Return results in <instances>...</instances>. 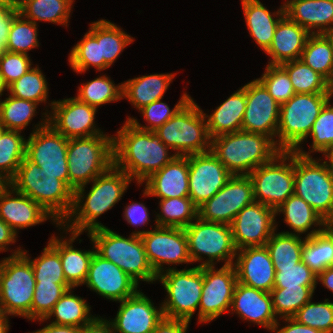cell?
<instances>
[{
	"label": "cell",
	"mask_w": 333,
	"mask_h": 333,
	"mask_svg": "<svg viewBox=\"0 0 333 333\" xmlns=\"http://www.w3.org/2000/svg\"><path fill=\"white\" fill-rule=\"evenodd\" d=\"M43 113L26 139V157L45 173L56 175L69 187L67 148L68 139L48 124L49 111Z\"/></svg>",
	"instance_id": "obj_14"
},
{
	"label": "cell",
	"mask_w": 333,
	"mask_h": 333,
	"mask_svg": "<svg viewBox=\"0 0 333 333\" xmlns=\"http://www.w3.org/2000/svg\"><path fill=\"white\" fill-rule=\"evenodd\" d=\"M5 44L0 40V57L5 53Z\"/></svg>",
	"instance_id": "obj_73"
},
{
	"label": "cell",
	"mask_w": 333,
	"mask_h": 333,
	"mask_svg": "<svg viewBox=\"0 0 333 333\" xmlns=\"http://www.w3.org/2000/svg\"><path fill=\"white\" fill-rule=\"evenodd\" d=\"M246 109V84L232 93L212 114H205L210 138L240 131Z\"/></svg>",
	"instance_id": "obj_32"
},
{
	"label": "cell",
	"mask_w": 333,
	"mask_h": 333,
	"mask_svg": "<svg viewBox=\"0 0 333 333\" xmlns=\"http://www.w3.org/2000/svg\"><path fill=\"white\" fill-rule=\"evenodd\" d=\"M316 286L273 288L270 291L276 316L292 318L308 301L313 298Z\"/></svg>",
	"instance_id": "obj_44"
},
{
	"label": "cell",
	"mask_w": 333,
	"mask_h": 333,
	"mask_svg": "<svg viewBox=\"0 0 333 333\" xmlns=\"http://www.w3.org/2000/svg\"><path fill=\"white\" fill-rule=\"evenodd\" d=\"M321 232L330 240L333 245V218L323 220Z\"/></svg>",
	"instance_id": "obj_66"
},
{
	"label": "cell",
	"mask_w": 333,
	"mask_h": 333,
	"mask_svg": "<svg viewBox=\"0 0 333 333\" xmlns=\"http://www.w3.org/2000/svg\"><path fill=\"white\" fill-rule=\"evenodd\" d=\"M132 234L141 237L149 264L157 276L164 271L175 269L172 265L192 263L184 228L155 225L153 230H138ZM164 264L168 267L164 268Z\"/></svg>",
	"instance_id": "obj_15"
},
{
	"label": "cell",
	"mask_w": 333,
	"mask_h": 333,
	"mask_svg": "<svg viewBox=\"0 0 333 333\" xmlns=\"http://www.w3.org/2000/svg\"><path fill=\"white\" fill-rule=\"evenodd\" d=\"M25 0H8V2L14 7H19Z\"/></svg>",
	"instance_id": "obj_71"
},
{
	"label": "cell",
	"mask_w": 333,
	"mask_h": 333,
	"mask_svg": "<svg viewBox=\"0 0 333 333\" xmlns=\"http://www.w3.org/2000/svg\"><path fill=\"white\" fill-rule=\"evenodd\" d=\"M280 320H284L287 325L285 324L284 327L278 329L280 323L277 322L272 330L274 333H322L317 329L298 323L293 318H282Z\"/></svg>",
	"instance_id": "obj_61"
},
{
	"label": "cell",
	"mask_w": 333,
	"mask_h": 333,
	"mask_svg": "<svg viewBox=\"0 0 333 333\" xmlns=\"http://www.w3.org/2000/svg\"><path fill=\"white\" fill-rule=\"evenodd\" d=\"M322 160L294 152V194L328 219L333 218V174Z\"/></svg>",
	"instance_id": "obj_11"
},
{
	"label": "cell",
	"mask_w": 333,
	"mask_h": 333,
	"mask_svg": "<svg viewBox=\"0 0 333 333\" xmlns=\"http://www.w3.org/2000/svg\"><path fill=\"white\" fill-rule=\"evenodd\" d=\"M26 138L19 131L6 130L0 138V172L11 180L26 157Z\"/></svg>",
	"instance_id": "obj_47"
},
{
	"label": "cell",
	"mask_w": 333,
	"mask_h": 333,
	"mask_svg": "<svg viewBox=\"0 0 333 333\" xmlns=\"http://www.w3.org/2000/svg\"><path fill=\"white\" fill-rule=\"evenodd\" d=\"M6 86L3 84L2 79L0 77V97L3 95V92L6 90Z\"/></svg>",
	"instance_id": "obj_72"
},
{
	"label": "cell",
	"mask_w": 333,
	"mask_h": 333,
	"mask_svg": "<svg viewBox=\"0 0 333 333\" xmlns=\"http://www.w3.org/2000/svg\"><path fill=\"white\" fill-rule=\"evenodd\" d=\"M154 132L177 156L211 151L205 113L193 98Z\"/></svg>",
	"instance_id": "obj_6"
},
{
	"label": "cell",
	"mask_w": 333,
	"mask_h": 333,
	"mask_svg": "<svg viewBox=\"0 0 333 333\" xmlns=\"http://www.w3.org/2000/svg\"><path fill=\"white\" fill-rule=\"evenodd\" d=\"M248 176L253 183L254 200L278 208L294 194V151H281Z\"/></svg>",
	"instance_id": "obj_13"
},
{
	"label": "cell",
	"mask_w": 333,
	"mask_h": 333,
	"mask_svg": "<svg viewBox=\"0 0 333 333\" xmlns=\"http://www.w3.org/2000/svg\"><path fill=\"white\" fill-rule=\"evenodd\" d=\"M277 225L275 209L256 201L245 206L230 225L237 250L265 246Z\"/></svg>",
	"instance_id": "obj_19"
},
{
	"label": "cell",
	"mask_w": 333,
	"mask_h": 333,
	"mask_svg": "<svg viewBox=\"0 0 333 333\" xmlns=\"http://www.w3.org/2000/svg\"><path fill=\"white\" fill-rule=\"evenodd\" d=\"M316 282H321L325 288L333 292V266L326 268L320 274L317 275Z\"/></svg>",
	"instance_id": "obj_65"
},
{
	"label": "cell",
	"mask_w": 333,
	"mask_h": 333,
	"mask_svg": "<svg viewBox=\"0 0 333 333\" xmlns=\"http://www.w3.org/2000/svg\"><path fill=\"white\" fill-rule=\"evenodd\" d=\"M275 232L265 245L274 267L294 266L302 261L304 238L302 239L299 235Z\"/></svg>",
	"instance_id": "obj_42"
},
{
	"label": "cell",
	"mask_w": 333,
	"mask_h": 333,
	"mask_svg": "<svg viewBox=\"0 0 333 333\" xmlns=\"http://www.w3.org/2000/svg\"><path fill=\"white\" fill-rule=\"evenodd\" d=\"M119 303L116 317L109 320L113 333H152L164 318L161 304L156 308L140 290Z\"/></svg>",
	"instance_id": "obj_23"
},
{
	"label": "cell",
	"mask_w": 333,
	"mask_h": 333,
	"mask_svg": "<svg viewBox=\"0 0 333 333\" xmlns=\"http://www.w3.org/2000/svg\"><path fill=\"white\" fill-rule=\"evenodd\" d=\"M275 213L276 216L283 213L284 222L293 230L282 231L283 233L299 236L307 233L312 226L321 228L324 220L305 200L295 194L276 208Z\"/></svg>",
	"instance_id": "obj_36"
},
{
	"label": "cell",
	"mask_w": 333,
	"mask_h": 333,
	"mask_svg": "<svg viewBox=\"0 0 333 333\" xmlns=\"http://www.w3.org/2000/svg\"><path fill=\"white\" fill-rule=\"evenodd\" d=\"M324 35H325L326 38L330 41L331 46H332V48H333V26H332L330 29H328V30L324 33Z\"/></svg>",
	"instance_id": "obj_70"
},
{
	"label": "cell",
	"mask_w": 333,
	"mask_h": 333,
	"mask_svg": "<svg viewBox=\"0 0 333 333\" xmlns=\"http://www.w3.org/2000/svg\"><path fill=\"white\" fill-rule=\"evenodd\" d=\"M311 34L296 22L284 15L276 27L271 46L265 52L269 65H280L287 61L298 60Z\"/></svg>",
	"instance_id": "obj_29"
},
{
	"label": "cell",
	"mask_w": 333,
	"mask_h": 333,
	"mask_svg": "<svg viewBox=\"0 0 333 333\" xmlns=\"http://www.w3.org/2000/svg\"><path fill=\"white\" fill-rule=\"evenodd\" d=\"M236 313L241 319L273 330L279 321L272 303L271 294L237 282L232 299L230 312Z\"/></svg>",
	"instance_id": "obj_26"
},
{
	"label": "cell",
	"mask_w": 333,
	"mask_h": 333,
	"mask_svg": "<svg viewBox=\"0 0 333 333\" xmlns=\"http://www.w3.org/2000/svg\"><path fill=\"white\" fill-rule=\"evenodd\" d=\"M176 73L150 74L135 77L122 83V98L140 110L150 103L163 99Z\"/></svg>",
	"instance_id": "obj_33"
},
{
	"label": "cell",
	"mask_w": 333,
	"mask_h": 333,
	"mask_svg": "<svg viewBox=\"0 0 333 333\" xmlns=\"http://www.w3.org/2000/svg\"><path fill=\"white\" fill-rule=\"evenodd\" d=\"M89 32L100 43V59H104V70L112 66L123 49L134 41L119 26L105 19L90 23Z\"/></svg>",
	"instance_id": "obj_34"
},
{
	"label": "cell",
	"mask_w": 333,
	"mask_h": 333,
	"mask_svg": "<svg viewBox=\"0 0 333 333\" xmlns=\"http://www.w3.org/2000/svg\"><path fill=\"white\" fill-rule=\"evenodd\" d=\"M241 5L250 36L266 52L271 46L278 22L285 15L284 5L273 13L259 0H241Z\"/></svg>",
	"instance_id": "obj_31"
},
{
	"label": "cell",
	"mask_w": 333,
	"mask_h": 333,
	"mask_svg": "<svg viewBox=\"0 0 333 333\" xmlns=\"http://www.w3.org/2000/svg\"><path fill=\"white\" fill-rule=\"evenodd\" d=\"M6 130H7V129H6L3 125L0 124V138H1L2 134H3Z\"/></svg>",
	"instance_id": "obj_75"
},
{
	"label": "cell",
	"mask_w": 333,
	"mask_h": 333,
	"mask_svg": "<svg viewBox=\"0 0 333 333\" xmlns=\"http://www.w3.org/2000/svg\"><path fill=\"white\" fill-rule=\"evenodd\" d=\"M10 186V180L0 172V194Z\"/></svg>",
	"instance_id": "obj_68"
},
{
	"label": "cell",
	"mask_w": 333,
	"mask_h": 333,
	"mask_svg": "<svg viewBox=\"0 0 333 333\" xmlns=\"http://www.w3.org/2000/svg\"><path fill=\"white\" fill-rule=\"evenodd\" d=\"M72 289L74 290V288L66 290L45 319H37V321L46 322L53 316L55 321L53 320L50 323L56 325L81 328L88 324L95 317L90 313L91 306L84 298L74 295Z\"/></svg>",
	"instance_id": "obj_35"
},
{
	"label": "cell",
	"mask_w": 333,
	"mask_h": 333,
	"mask_svg": "<svg viewBox=\"0 0 333 333\" xmlns=\"http://www.w3.org/2000/svg\"><path fill=\"white\" fill-rule=\"evenodd\" d=\"M167 292L162 302L165 318L184 320L190 323L199 308L203 287V267L170 269L157 276Z\"/></svg>",
	"instance_id": "obj_12"
},
{
	"label": "cell",
	"mask_w": 333,
	"mask_h": 333,
	"mask_svg": "<svg viewBox=\"0 0 333 333\" xmlns=\"http://www.w3.org/2000/svg\"><path fill=\"white\" fill-rule=\"evenodd\" d=\"M235 259L239 283L270 293L274 287L275 267L266 246L239 249Z\"/></svg>",
	"instance_id": "obj_24"
},
{
	"label": "cell",
	"mask_w": 333,
	"mask_h": 333,
	"mask_svg": "<svg viewBox=\"0 0 333 333\" xmlns=\"http://www.w3.org/2000/svg\"><path fill=\"white\" fill-rule=\"evenodd\" d=\"M174 108L171 110L169 106L162 102V99L156 100L149 105L139 110L144 120L148 125H141L137 119L128 116L127 121H130L136 128L143 131H156L165 122L171 119L192 97L186 92L180 97Z\"/></svg>",
	"instance_id": "obj_52"
},
{
	"label": "cell",
	"mask_w": 333,
	"mask_h": 333,
	"mask_svg": "<svg viewBox=\"0 0 333 333\" xmlns=\"http://www.w3.org/2000/svg\"><path fill=\"white\" fill-rule=\"evenodd\" d=\"M48 124L67 139L105 134L97 128V108L81 102L76 97L51 102ZM51 113V114H50Z\"/></svg>",
	"instance_id": "obj_18"
},
{
	"label": "cell",
	"mask_w": 333,
	"mask_h": 333,
	"mask_svg": "<svg viewBox=\"0 0 333 333\" xmlns=\"http://www.w3.org/2000/svg\"><path fill=\"white\" fill-rule=\"evenodd\" d=\"M333 93H296L280 105L276 145L282 151H294L307 140L313 124Z\"/></svg>",
	"instance_id": "obj_9"
},
{
	"label": "cell",
	"mask_w": 333,
	"mask_h": 333,
	"mask_svg": "<svg viewBox=\"0 0 333 333\" xmlns=\"http://www.w3.org/2000/svg\"><path fill=\"white\" fill-rule=\"evenodd\" d=\"M8 316L0 310V333H7L10 329Z\"/></svg>",
	"instance_id": "obj_67"
},
{
	"label": "cell",
	"mask_w": 333,
	"mask_h": 333,
	"mask_svg": "<svg viewBox=\"0 0 333 333\" xmlns=\"http://www.w3.org/2000/svg\"><path fill=\"white\" fill-rule=\"evenodd\" d=\"M188 240L191 262H200L199 267L215 266V262L231 265L235 262L237 248L230 225L208 222L197 217L184 228ZM206 256L205 259L202 256ZM203 260V261H202Z\"/></svg>",
	"instance_id": "obj_10"
},
{
	"label": "cell",
	"mask_w": 333,
	"mask_h": 333,
	"mask_svg": "<svg viewBox=\"0 0 333 333\" xmlns=\"http://www.w3.org/2000/svg\"><path fill=\"white\" fill-rule=\"evenodd\" d=\"M329 100L313 124L308 137L312 138L310 152H306L301 146H298L294 152L303 157H311V153L319 152L325 155L333 147V106Z\"/></svg>",
	"instance_id": "obj_48"
},
{
	"label": "cell",
	"mask_w": 333,
	"mask_h": 333,
	"mask_svg": "<svg viewBox=\"0 0 333 333\" xmlns=\"http://www.w3.org/2000/svg\"><path fill=\"white\" fill-rule=\"evenodd\" d=\"M285 15L310 34H324L333 26V0H287Z\"/></svg>",
	"instance_id": "obj_30"
},
{
	"label": "cell",
	"mask_w": 333,
	"mask_h": 333,
	"mask_svg": "<svg viewBox=\"0 0 333 333\" xmlns=\"http://www.w3.org/2000/svg\"><path fill=\"white\" fill-rule=\"evenodd\" d=\"M113 136L108 134L68 139L69 188L88 185L114 164Z\"/></svg>",
	"instance_id": "obj_8"
},
{
	"label": "cell",
	"mask_w": 333,
	"mask_h": 333,
	"mask_svg": "<svg viewBox=\"0 0 333 333\" xmlns=\"http://www.w3.org/2000/svg\"><path fill=\"white\" fill-rule=\"evenodd\" d=\"M37 27V24L25 19L18 13L12 20L5 50L29 55V50L39 47Z\"/></svg>",
	"instance_id": "obj_51"
},
{
	"label": "cell",
	"mask_w": 333,
	"mask_h": 333,
	"mask_svg": "<svg viewBox=\"0 0 333 333\" xmlns=\"http://www.w3.org/2000/svg\"><path fill=\"white\" fill-rule=\"evenodd\" d=\"M10 185L30 197L61 224L73 207L74 192L56 175H50L25 157Z\"/></svg>",
	"instance_id": "obj_4"
},
{
	"label": "cell",
	"mask_w": 333,
	"mask_h": 333,
	"mask_svg": "<svg viewBox=\"0 0 333 333\" xmlns=\"http://www.w3.org/2000/svg\"><path fill=\"white\" fill-rule=\"evenodd\" d=\"M88 235L94 242L96 252L117 265L138 285L140 281H157L140 236L131 233L129 237H124L108 227L92 230Z\"/></svg>",
	"instance_id": "obj_5"
},
{
	"label": "cell",
	"mask_w": 333,
	"mask_h": 333,
	"mask_svg": "<svg viewBox=\"0 0 333 333\" xmlns=\"http://www.w3.org/2000/svg\"><path fill=\"white\" fill-rule=\"evenodd\" d=\"M254 201L251 178L248 175H232L214 196L198 207V217L208 222L231 225L236 215Z\"/></svg>",
	"instance_id": "obj_17"
},
{
	"label": "cell",
	"mask_w": 333,
	"mask_h": 333,
	"mask_svg": "<svg viewBox=\"0 0 333 333\" xmlns=\"http://www.w3.org/2000/svg\"><path fill=\"white\" fill-rule=\"evenodd\" d=\"M279 113L280 104L258 79L246 84V109L242 131L263 134L275 141Z\"/></svg>",
	"instance_id": "obj_20"
},
{
	"label": "cell",
	"mask_w": 333,
	"mask_h": 333,
	"mask_svg": "<svg viewBox=\"0 0 333 333\" xmlns=\"http://www.w3.org/2000/svg\"><path fill=\"white\" fill-rule=\"evenodd\" d=\"M292 318L322 333H333V302L329 299L312 302L311 299Z\"/></svg>",
	"instance_id": "obj_53"
},
{
	"label": "cell",
	"mask_w": 333,
	"mask_h": 333,
	"mask_svg": "<svg viewBox=\"0 0 333 333\" xmlns=\"http://www.w3.org/2000/svg\"><path fill=\"white\" fill-rule=\"evenodd\" d=\"M74 0H25L18 13L27 20L68 26Z\"/></svg>",
	"instance_id": "obj_37"
},
{
	"label": "cell",
	"mask_w": 333,
	"mask_h": 333,
	"mask_svg": "<svg viewBox=\"0 0 333 333\" xmlns=\"http://www.w3.org/2000/svg\"><path fill=\"white\" fill-rule=\"evenodd\" d=\"M79 331V327L49 323L42 329L36 330L32 333H79Z\"/></svg>",
	"instance_id": "obj_64"
},
{
	"label": "cell",
	"mask_w": 333,
	"mask_h": 333,
	"mask_svg": "<svg viewBox=\"0 0 333 333\" xmlns=\"http://www.w3.org/2000/svg\"><path fill=\"white\" fill-rule=\"evenodd\" d=\"M79 333H113V329L109 320L97 315Z\"/></svg>",
	"instance_id": "obj_62"
},
{
	"label": "cell",
	"mask_w": 333,
	"mask_h": 333,
	"mask_svg": "<svg viewBox=\"0 0 333 333\" xmlns=\"http://www.w3.org/2000/svg\"><path fill=\"white\" fill-rule=\"evenodd\" d=\"M112 81L107 75L98 76L89 82L82 83L75 97L97 109L103 104L117 102L123 99V85L122 83L115 85Z\"/></svg>",
	"instance_id": "obj_43"
},
{
	"label": "cell",
	"mask_w": 333,
	"mask_h": 333,
	"mask_svg": "<svg viewBox=\"0 0 333 333\" xmlns=\"http://www.w3.org/2000/svg\"><path fill=\"white\" fill-rule=\"evenodd\" d=\"M3 6H12L8 0H0V7H3Z\"/></svg>",
	"instance_id": "obj_74"
},
{
	"label": "cell",
	"mask_w": 333,
	"mask_h": 333,
	"mask_svg": "<svg viewBox=\"0 0 333 333\" xmlns=\"http://www.w3.org/2000/svg\"><path fill=\"white\" fill-rule=\"evenodd\" d=\"M189 155L176 156L145 180L144 196L168 199L189 197Z\"/></svg>",
	"instance_id": "obj_27"
},
{
	"label": "cell",
	"mask_w": 333,
	"mask_h": 333,
	"mask_svg": "<svg viewBox=\"0 0 333 333\" xmlns=\"http://www.w3.org/2000/svg\"><path fill=\"white\" fill-rule=\"evenodd\" d=\"M85 284L90 290L115 302L133 296L139 287L122 269L96 251L90 261Z\"/></svg>",
	"instance_id": "obj_22"
},
{
	"label": "cell",
	"mask_w": 333,
	"mask_h": 333,
	"mask_svg": "<svg viewBox=\"0 0 333 333\" xmlns=\"http://www.w3.org/2000/svg\"><path fill=\"white\" fill-rule=\"evenodd\" d=\"M324 156L333 174V147Z\"/></svg>",
	"instance_id": "obj_69"
},
{
	"label": "cell",
	"mask_w": 333,
	"mask_h": 333,
	"mask_svg": "<svg viewBox=\"0 0 333 333\" xmlns=\"http://www.w3.org/2000/svg\"><path fill=\"white\" fill-rule=\"evenodd\" d=\"M124 123L113 136L114 165L139 186L177 155H170V148L155 132L140 130L127 120Z\"/></svg>",
	"instance_id": "obj_2"
},
{
	"label": "cell",
	"mask_w": 333,
	"mask_h": 333,
	"mask_svg": "<svg viewBox=\"0 0 333 333\" xmlns=\"http://www.w3.org/2000/svg\"><path fill=\"white\" fill-rule=\"evenodd\" d=\"M123 214L124 220L127 221L129 225L137 227L147 225L150 220L148 209L143 203L132 202L130 205L125 206Z\"/></svg>",
	"instance_id": "obj_58"
},
{
	"label": "cell",
	"mask_w": 333,
	"mask_h": 333,
	"mask_svg": "<svg viewBox=\"0 0 333 333\" xmlns=\"http://www.w3.org/2000/svg\"><path fill=\"white\" fill-rule=\"evenodd\" d=\"M18 234L0 218V252H7L10 244L16 242ZM9 245V246H8Z\"/></svg>",
	"instance_id": "obj_63"
},
{
	"label": "cell",
	"mask_w": 333,
	"mask_h": 333,
	"mask_svg": "<svg viewBox=\"0 0 333 333\" xmlns=\"http://www.w3.org/2000/svg\"><path fill=\"white\" fill-rule=\"evenodd\" d=\"M232 177L212 151L189 155V198L199 207Z\"/></svg>",
	"instance_id": "obj_21"
},
{
	"label": "cell",
	"mask_w": 333,
	"mask_h": 333,
	"mask_svg": "<svg viewBox=\"0 0 333 333\" xmlns=\"http://www.w3.org/2000/svg\"><path fill=\"white\" fill-rule=\"evenodd\" d=\"M189 322L177 319L163 318L152 333H187Z\"/></svg>",
	"instance_id": "obj_60"
},
{
	"label": "cell",
	"mask_w": 333,
	"mask_h": 333,
	"mask_svg": "<svg viewBox=\"0 0 333 333\" xmlns=\"http://www.w3.org/2000/svg\"><path fill=\"white\" fill-rule=\"evenodd\" d=\"M0 218L17 234L20 229L36 226L49 219L60 226L40 204L16 191L11 185L0 194Z\"/></svg>",
	"instance_id": "obj_25"
},
{
	"label": "cell",
	"mask_w": 333,
	"mask_h": 333,
	"mask_svg": "<svg viewBox=\"0 0 333 333\" xmlns=\"http://www.w3.org/2000/svg\"><path fill=\"white\" fill-rule=\"evenodd\" d=\"M211 151L232 175H249L282 150L268 136L240 130L213 137Z\"/></svg>",
	"instance_id": "obj_3"
},
{
	"label": "cell",
	"mask_w": 333,
	"mask_h": 333,
	"mask_svg": "<svg viewBox=\"0 0 333 333\" xmlns=\"http://www.w3.org/2000/svg\"><path fill=\"white\" fill-rule=\"evenodd\" d=\"M22 254L33 267L36 283H67L60 254L49 243L43 248L42 254L34 259L27 255V250H23Z\"/></svg>",
	"instance_id": "obj_50"
},
{
	"label": "cell",
	"mask_w": 333,
	"mask_h": 333,
	"mask_svg": "<svg viewBox=\"0 0 333 333\" xmlns=\"http://www.w3.org/2000/svg\"><path fill=\"white\" fill-rule=\"evenodd\" d=\"M61 230L65 233L69 232V238L67 239L62 236L59 238L58 236L53 235L48 243L60 254L66 282L72 288H75L84 285L88 275L90 261L96 249L94 242L89 235L87 236L93 244V249L83 251L74 248L72 245L81 234L65 231L63 228Z\"/></svg>",
	"instance_id": "obj_28"
},
{
	"label": "cell",
	"mask_w": 333,
	"mask_h": 333,
	"mask_svg": "<svg viewBox=\"0 0 333 333\" xmlns=\"http://www.w3.org/2000/svg\"><path fill=\"white\" fill-rule=\"evenodd\" d=\"M68 61L76 73H85L90 67H95L96 71L104 70V59H100V43L89 31L72 47Z\"/></svg>",
	"instance_id": "obj_49"
},
{
	"label": "cell",
	"mask_w": 333,
	"mask_h": 333,
	"mask_svg": "<svg viewBox=\"0 0 333 333\" xmlns=\"http://www.w3.org/2000/svg\"><path fill=\"white\" fill-rule=\"evenodd\" d=\"M31 65L29 55L5 51L0 57V77L6 88L24 75Z\"/></svg>",
	"instance_id": "obj_57"
},
{
	"label": "cell",
	"mask_w": 333,
	"mask_h": 333,
	"mask_svg": "<svg viewBox=\"0 0 333 333\" xmlns=\"http://www.w3.org/2000/svg\"><path fill=\"white\" fill-rule=\"evenodd\" d=\"M16 248L12 255L0 260V310L7 316L31 320L35 277L30 261Z\"/></svg>",
	"instance_id": "obj_7"
},
{
	"label": "cell",
	"mask_w": 333,
	"mask_h": 333,
	"mask_svg": "<svg viewBox=\"0 0 333 333\" xmlns=\"http://www.w3.org/2000/svg\"><path fill=\"white\" fill-rule=\"evenodd\" d=\"M234 264L203 267V287L198 310V323H207L230 312L237 284Z\"/></svg>",
	"instance_id": "obj_16"
},
{
	"label": "cell",
	"mask_w": 333,
	"mask_h": 333,
	"mask_svg": "<svg viewBox=\"0 0 333 333\" xmlns=\"http://www.w3.org/2000/svg\"><path fill=\"white\" fill-rule=\"evenodd\" d=\"M159 206L155 223L160 227L186 228L198 217V207L189 197L160 199Z\"/></svg>",
	"instance_id": "obj_41"
},
{
	"label": "cell",
	"mask_w": 333,
	"mask_h": 333,
	"mask_svg": "<svg viewBox=\"0 0 333 333\" xmlns=\"http://www.w3.org/2000/svg\"><path fill=\"white\" fill-rule=\"evenodd\" d=\"M301 260L316 275L333 266V245L321 232V228H315L306 234Z\"/></svg>",
	"instance_id": "obj_40"
},
{
	"label": "cell",
	"mask_w": 333,
	"mask_h": 333,
	"mask_svg": "<svg viewBox=\"0 0 333 333\" xmlns=\"http://www.w3.org/2000/svg\"><path fill=\"white\" fill-rule=\"evenodd\" d=\"M70 288L72 287L68 283H35L31 321L45 319L53 310L55 303Z\"/></svg>",
	"instance_id": "obj_54"
},
{
	"label": "cell",
	"mask_w": 333,
	"mask_h": 333,
	"mask_svg": "<svg viewBox=\"0 0 333 333\" xmlns=\"http://www.w3.org/2000/svg\"><path fill=\"white\" fill-rule=\"evenodd\" d=\"M18 14V9L13 6L0 7V40L6 44L13 18Z\"/></svg>",
	"instance_id": "obj_59"
},
{
	"label": "cell",
	"mask_w": 333,
	"mask_h": 333,
	"mask_svg": "<svg viewBox=\"0 0 333 333\" xmlns=\"http://www.w3.org/2000/svg\"><path fill=\"white\" fill-rule=\"evenodd\" d=\"M131 181L124 171L113 164L92 181V187L86 195V185L76 188L72 210L59 228L78 234L87 231L88 234L92 230L106 227L97 221L98 217L122 199Z\"/></svg>",
	"instance_id": "obj_1"
},
{
	"label": "cell",
	"mask_w": 333,
	"mask_h": 333,
	"mask_svg": "<svg viewBox=\"0 0 333 333\" xmlns=\"http://www.w3.org/2000/svg\"><path fill=\"white\" fill-rule=\"evenodd\" d=\"M300 59L333 86V48L324 34H311Z\"/></svg>",
	"instance_id": "obj_39"
},
{
	"label": "cell",
	"mask_w": 333,
	"mask_h": 333,
	"mask_svg": "<svg viewBox=\"0 0 333 333\" xmlns=\"http://www.w3.org/2000/svg\"><path fill=\"white\" fill-rule=\"evenodd\" d=\"M11 96L33 101L37 104L47 102L48 82L39 66L31 67L18 80L14 81L7 87Z\"/></svg>",
	"instance_id": "obj_46"
},
{
	"label": "cell",
	"mask_w": 333,
	"mask_h": 333,
	"mask_svg": "<svg viewBox=\"0 0 333 333\" xmlns=\"http://www.w3.org/2000/svg\"><path fill=\"white\" fill-rule=\"evenodd\" d=\"M38 105L11 95L3 101L0 99V124L7 130L21 132L35 117Z\"/></svg>",
	"instance_id": "obj_45"
},
{
	"label": "cell",
	"mask_w": 333,
	"mask_h": 333,
	"mask_svg": "<svg viewBox=\"0 0 333 333\" xmlns=\"http://www.w3.org/2000/svg\"><path fill=\"white\" fill-rule=\"evenodd\" d=\"M280 66L289 75L295 93H333V86L301 59L284 62Z\"/></svg>",
	"instance_id": "obj_38"
},
{
	"label": "cell",
	"mask_w": 333,
	"mask_h": 333,
	"mask_svg": "<svg viewBox=\"0 0 333 333\" xmlns=\"http://www.w3.org/2000/svg\"><path fill=\"white\" fill-rule=\"evenodd\" d=\"M317 275L303 262L294 266L275 267L273 288L316 286Z\"/></svg>",
	"instance_id": "obj_56"
},
{
	"label": "cell",
	"mask_w": 333,
	"mask_h": 333,
	"mask_svg": "<svg viewBox=\"0 0 333 333\" xmlns=\"http://www.w3.org/2000/svg\"><path fill=\"white\" fill-rule=\"evenodd\" d=\"M258 80L280 105L289 101L296 94L289 75L280 65L267 64L264 73Z\"/></svg>",
	"instance_id": "obj_55"
}]
</instances>
